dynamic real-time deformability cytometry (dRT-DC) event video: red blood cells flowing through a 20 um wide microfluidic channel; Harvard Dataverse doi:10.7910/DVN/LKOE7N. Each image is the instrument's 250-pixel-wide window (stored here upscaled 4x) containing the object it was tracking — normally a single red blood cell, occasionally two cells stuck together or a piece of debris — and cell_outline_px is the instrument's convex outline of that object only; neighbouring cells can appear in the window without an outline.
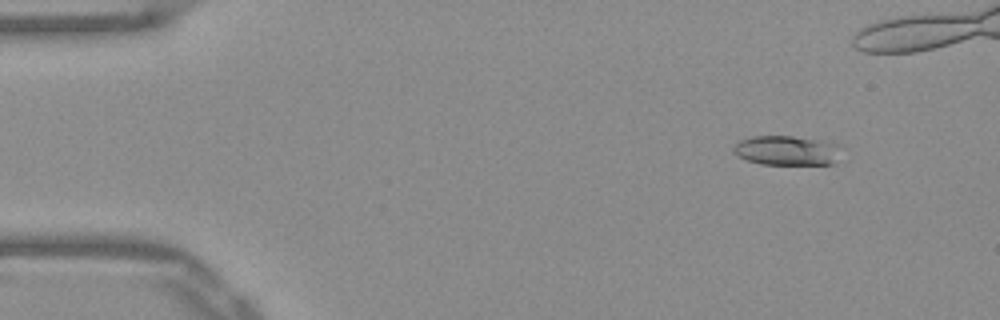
{"species": "Egyptian fruit bat (a non-hibernating species)", "species_latin": "Rousettus aegyptiacus", "temperature_condition": "warm", "stored_images_in_passage": 49, "camera_frame_rate_fps": 3000, "um_per_image_px": 0.085, "frame": {"image": 1, "passage_image": 2, "time_ms": 0.333, "image_size_px": [1000, 320], "cell_outline_px": [[844, 144], [836, 164], [760, 164], [748, 160], [732, 152], [732, 148], [740, 140], [752, 136], [792, 136]], "centroid_in_image_um": [66.96, 12.79], "position_along_channel_um": 18.0, "area_um2": 18.84}}
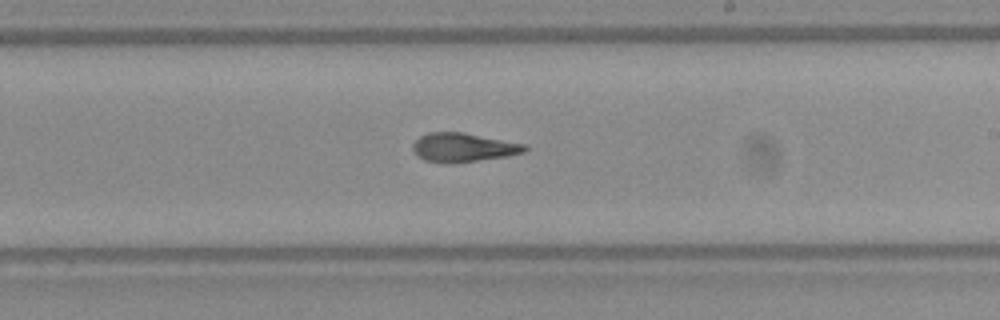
{"frame": {"image": 2, "passage_image": 27, "time_ms": 8.667, "image_size_px": [1000, 320], "cell_outline_px": [[528, 148], [524, 152], [508, 156], [476, 160], [424, 160], [412, 148], [412, 144], [420, 136], [428, 132], [464, 132], [524, 144]], "centroid_in_image_um": [39.41, 12.47], "position_along_channel_um": 249.6, "area_um2": 17.92}}
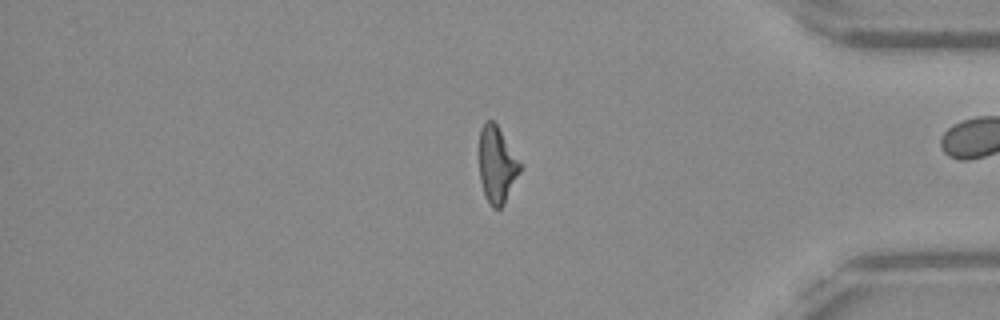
{"frame": {"image": 3, "passage_image": 40, "time_ms": 13.0, "image_size_px": [1000, 320], "cell_outline_px": [[520, 172], [504, 204], [500, 208], [492, 208], [484, 196], [480, 180], [480, 128], [488, 120], [492, 120], [496, 124], [520, 164]], "centroid_in_image_um": [42.21, 14.06], "position_along_channel_um": 393.0, "area_um2": 17.69}, "authors_computed_cell_mechanics": {"area_um2": 18.5538, "velocity_mm_per_s": 3.9106, "shape_relaxation_time_tau1_ms": 10.2739, "shape_relaxation_time_tau2_ms": 2.5665, "deformation_change_tau1": 0.2585, "deformation_change_tau2": 0.1228}}